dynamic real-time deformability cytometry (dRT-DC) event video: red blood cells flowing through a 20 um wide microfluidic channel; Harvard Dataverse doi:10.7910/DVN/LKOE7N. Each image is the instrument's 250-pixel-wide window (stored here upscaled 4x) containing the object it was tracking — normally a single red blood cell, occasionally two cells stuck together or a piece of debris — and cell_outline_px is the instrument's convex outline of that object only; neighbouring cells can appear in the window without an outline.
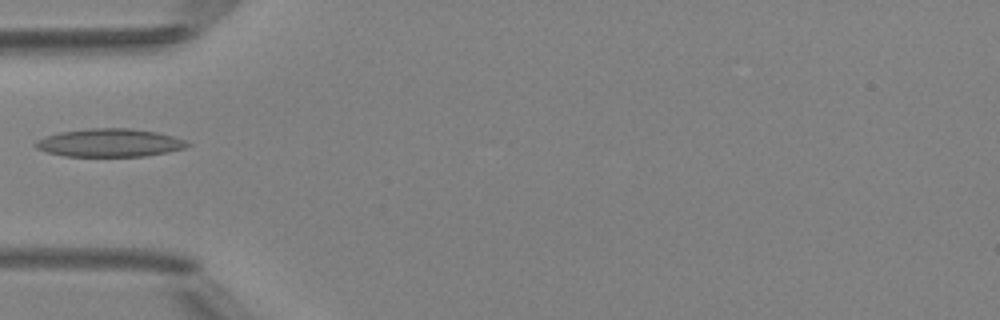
{"species": "Egyptian fruit bat (a non-hibernating species)", "species_latin": "Rousettus aegyptiacus", "temperature_condition": "room temperature", "stored_images_in_passage": 1, "camera_frame_rate_fps": 3000, "um_per_image_px": 0.085, "animal": {"sex": "female"}, "frame": {"image": 1, "passage_image": 1, "time_ms": 0.0, "image_size_px": [1000, 320], "cell_outline_px": [[192, 144], [184, 148], [168, 152], [144, 156], [64, 156], [48, 152], [36, 148], [32, 144], [36, 140], [44, 136], [60, 132], [88, 128], [128, 128], [156, 132], [172, 136], [184, 140]], "centroid_in_image_um": [9.28, 12.13], "position_along_channel_um": 75.7, "area_um2": 24.85}}